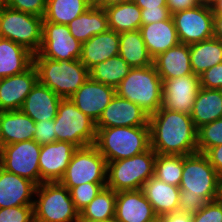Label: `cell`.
<instances>
[{"label": "cell", "instance_id": "35", "mask_svg": "<svg viewBox=\"0 0 222 222\" xmlns=\"http://www.w3.org/2000/svg\"><path fill=\"white\" fill-rule=\"evenodd\" d=\"M116 192L107 186L79 214L92 220L115 218Z\"/></svg>", "mask_w": 222, "mask_h": 222}, {"label": "cell", "instance_id": "13", "mask_svg": "<svg viewBox=\"0 0 222 222\" xmlns=\"http://www.w3.org/2000/svg\"><path fill=\"white\" fill-rule=\"evenodd\" d=\"M172 18L180 43L190 45L213 38L214 14L208 6L179 11Z\"/></svg>", "mask_w": 222, "mask_h": 222}, {"label": "cell", "instance_id": "50", "mask_svg": "<svg viewBox=\"0 0 222 222\" xmlns=\"http://www.w3.org/2000/svg\"><path fill=\"white\" fill-rule=\"evenodd\" d=\"M213 38L222 41V15H214Z\"/></svg>", "mask_w": 222, "mask_h": 222}, {"label": "cell", "instance_id": "9", "mask_svg": "<svg viewBox=\"0 0 222 222\" xmlns=\"http://www.w3.org/2000/svg\"><path fill=\"white\" fill-rule=\"evenodd\" d=\"M42 30L43 17L1 6L0 31L3 38L18 43L36 54L42 44Z\"/></svg>", "mask_w": 222, "mask_h": 222}, {"label": "cell", "instance_id": "40", "mask_svg": "<svg viewBox=\"0 0 222 222\" xmlns=\"http://www.w3.org/2000/svg\"><path fill=\"white\" fill-rule=\"evenodd\" d=\"M192 222H222V197L207 202L203 208L192 215Z\"/></svg>", "mask_w": 222, "mask_h": 222}, {"label": "cell", "instance_id": "39", "mask_svg": "<svg viewBox=\"0 0 222 222\" xmlns=\"http://www.w3.org/2000/svg\"><path fill=\"white\" fill-rule=\"evenodd\" d=\"M0 222H34L33 205L0 208Z\"/></svg>", "mask_w": 222, "mask_h": 222}, {"label": "cell", "instance_id": "24", "mask_svg": "<svg viewBox=\"0 0 222 222\" xmlns=\"http://www.w3.org/2000/svg\"><path fill=\"white\" fill-rule=\"evenodd\" d=\"M153 65L162 81L194 74L191 68L189 45H178L153 58Z\"/></svg>", "mask_w": 222, "mask_h": 222}, {"label": "cell", "instance_id": "55", "mask_svg": "<svg viewBox=\"0 0 222 222\" xmlns=\"http://www.w3.org/2000/svg\"><path fill=\"white\" fill-rule=\"evenodd\" d=\"M2 5H3V0H0V8H1Z\"/></svg>", "mask_w": 222, "mask_h": 222}, {"label": "cell", "instance_id": "34", "mask_svg": "<svg viewBox=\"0 0 222 222\" xmlns=\"http://www.w3.org/2000/svg\"><path fill=\"white\" fill-rule=\"evenodd\" d=\"M130 69L127 62L117 55L91 68L89 74L94 81L116 88Z\"/></svg>", "mask_w": 222, "mask_h": 222}, {"label": "cell", "instance_id": "15", "mask_svg": "<svg viewBox=\"0 0 222 222\" xmlns=\"http://www.w3.org/2000/svg\"><path fill=\"white\" fill-rule=\"evenodd\" d=\"M149 126V114L137 104L115 94L96 122V128Z\"/></svg>", "mask_w": 222, "mask_h": 222}, {"label": "cell", "instance_id": "16", "mask_svg": "<svg viewBox=\"0 0 222 222\" xmlns=\"http://www.w3.org/2000/svg\"><path fill=\"white\" fill-rule=\"evenodd\" d=\"M76 149L75 145L64 141L41 145L39 156L40 184L59 182Z\"/></svg>", "mask_w": 222, "mask_h": 222}, {"label": "cell", "instance_id": "20", "mask_svg": "<svg viewBox=\"0 0 222 222\" xmlns=\"http://www.w3.org/2000/svg\"><path fill=\"white\" fill-rule=\"evenodd\" d=\"M36 185L0 167V208L34 204Z\"/></svg>", "mask_w": 222, "mask_h": 222}, {"label": "cell", "instance_id": "56", "mask_svg": "<svg viewBox=\"0 0 222 222\" xmlns=\"http://www.w3.org/2000/svg\"><path fill=\"white\" fill-rule=\"evenodd\" d=\"M1 150H2V144H1V142H0V153H1Z\"/></svg>", "mask_w": 222, "mask_h": 222}, {"label": "cell", "instance_id": "41", "mask_svg": "<svg viewBox=\"0 0 222 222\" xmlns=\"http://www.w3.org/2000/svg\"><path fill=\"white\" fill-rule=\"evenodd\" d=\"M47 0H3V5L21 12L43 17Z\"/></svg>", "mask_w": 222, "mask_h": 222}, {"label": "cell", "instance_id": "42", "mask_svg": "<svg viewBox=\"0 0 222 222\" xmlns=\"http://www.w3.org/2000/svg\"><path fill=\"white\" fill-rule=\"evenodd\" d=\"M207 201L200 196L187 194V190L180 189L178 212L194 215L206 205Z\"/></svg>", "mask_w": 222, "mask_h": 222}, {"label": "cell", "instance_id": "31", "mask_svg": "<svg viewBox=\"0 0 222 222\" xmlns=\"http://www.w3.org/2000/svg\"><path fill=\"white\" fill-rule=\"evenodd\" d=\"M191 68L200 76L206 70L222 63V41L211 38L189 45Z\"/></svg>", "mask_w": 222, "mask_h": 222}, {"label": "cell", "instance_id": "12", "mask_svg": "<svg viewBox=\"0 0 222 222\" xmlns=\"http://www.w3.org/2000/svg\"><path fill=\"white\" fill-rule=\"evenodd\" d=\"M81 53L82 43L71 35L68 25L43 21L42 44L33 58L73 61L80 59Z\"/></svg>", "mask_w": 222, "mask_h": 222}, {"label": "cell", "instance_id": "53", "mask_svg": "<svg viewBox=\"0 0 222 222\" xmlns=\"http://www.w3.org/2000/svg\"><path fill=\"white\" fill-rule=\"evenodd\" d=\"M212 11L214 15H222V0L218 1L213 7Z\"/></svg>", "mask_w": 222, "mask_h": 222}, {"label": "cell", "instance_id": "33", "mask_svg": "<svg viewBox=\"0 0 222 222\" xmlns=\"http://www.w3.org/2000/svg\"><path fill=\"white\" fill-rule=\"evenodd\" d=\"M91 6L90 0H47L43 21L68 25Z\"/></svg>", "mask_w": 222, "mask_h": 222}, {"label": "cell", "instance_id": "18", "mask_svg": "<svg viewBox=\"0 0 222 222\" xmlns=\"http://www.w3.org/2000/svg\"><path fill=\"white\" fill-rule=\"evenodd\" d=\"M38 82L36 68L32 64L20 74L0 81V111L20 110L25 98Z\"/></svg>", "mask_w": 222, "mask_h": 222}, {"label": "cell", "instance_id": "7", "mask_svg": "<svg viewBox=\"0 0 222 222\" xmlns=\"http://www.w3.org/2000/svg\"><path fill=\"white\" fill-rule=\"evenodd\" d=\"M34 197V222H75L79 216L69 189L59 182L41 183Z\"/></svg>", "mask_w": 222, "mask_h": 222}, {"label": "cell", "instance_id": "8", "mask_svg": "<svg viewBox=\"0 0 222 222\" xmlns=\"http://www.w3.org/2000/svg\"><path fill=\"white\" fill-rule=\"evenodd\" d=\"M56 141L70 142L77 148L94 145L96 122L80 111L70 98H62L54 118Z\"/></svg>", "mask_w": 222, "mask_h": 222}, {"label": "cell", "instance_id": "46", "mask_svg": "<svg viewBox=\"0 0 222 222\" xmlns=\"http://www.w3.org/2000/svg\"><path fill=\"white\" fill-rule=\"evenodd\" d=\"M205 155L208 157L210 164L222 177V145L210 148Z\"/></svg>", "mask_w": 222, "mask_h": 222}, {"label": "cell", "instance_id": "10", "mask_svg": "<svg viewBox=\"0 0 222 222\" xmlns=\"http://www.w3.org/2000/svg\"><path fill=\"white\" fill-rule=\"evenodd\" d=\"M107 161L94 145L77 148L59 183L68 188L84 183H106Z\"/></svg>", "mask_w": 222, "mask_h": 222}, {"label": "cell", "instance_id": "6", "mask_svg": "<svg viewBox=\"0 0 222 222\" xmlns=\"http://www.w3.org/2000/svg\"><path fill=\"white\" fill-rule=\"evenodd\" d=\"M179 188L210 202L222 197V177L205 154L185 155Z\"/></svg>", "mask_w": 222, "mask_h": 222}, {"label": "cell", "instance_id": "48", "mask_svg": "<svg viewBox=\"0 0 222 222\" xmlns=\"http://www.w3.org/2000/svg\"><path fill=\"white\" fill-rule=\"evenodd\" d=\"M156 222H192V215L177 211L159 216Z\"/></svg>", "mask_w": 222, "mask_h": 222}, {"label": "cell", "instance_id": "37", "mask_svg": "<svg viewBox=\"0 0 222 222\" xmlns=\"http://www.w3.org/2000/svg\"><path fill=\"white\" fill-rule=\"evenodd\" d=\"M222 145V118L197 128L198 152L205 154L210 148Z\"/></svg>", "mask_w": 222, "mask_h": 222}, {"label": "cell", "instance_id": "32", "mask_svg": "<svg viewBox=\"0 0 222 222\" xmlns=\"http://www.w3.org/2000/svg\"><path fill=\"white\" fill-rule=\"evenodd\" d=\"M109 29L117 33L139 30L142 24L141 8L132 0L104 8Z\"/></svg>", "mask_w": 222, "mask_h": 222}, {"label": "cell", "instance_id": "49", "mask_svg": "<svg viewBox=\"0 0 222 222\" xmlns=\"http://www.w3.org/2000/svg\"><path fill=\"white\" fill-rule=\"evenodd\" d=\"M141 9H159L167 7L166 0H132Z\"/></svg>", "mask_w": 222, "mask_h": 222}, {"label": "cell", "instance_id": "52", "mask_svg": "<svg viewBox=\"0 0 222 222\" xmlns=\"http://www.w3.org/2000/svg\"><path fill=\"white\" fill-rule=\"evenodd\" d=\"M75 222H117V221L115 220V218L106 219V220H92L89 218H84L79 214Z\"/></svg>", "mask_w": 222, "mask_h": 222}, {"label": "cell", "instance_id": "44", "mask_svg": "<svg viewBox=\"0 0 222 222\" xmlns=\"http://www.w3.org/2000/svg\"><path fill=\"white\" fill-rule=\"evenodd\" d=\"M199 78L200 87L222 90V63L206 70Z\"/></svg>", "mask_w": 222, "mask_h": 222}, {"label": "cell", "instance_id": "45", "mask_svg": "<svg viewBox=\"0 0 222 222\" xmlns=\"http://www.w3.org/2000/svg\"><path fill=\"white\" fill-rule=\"evenodd\" d=\"M167 7H159V9H141L142 24H151L167 20L171 17Z\"/></svg>", "mask_w": 222, "mask_h": 222}, {"label": "cell", "instance_id": "22", "mask_svg": "<svg viewBox=\"0 0 222 222\" xmlns=\"http://www.w3.org/2000/svg\"><path fill=\"white\" fill-rule=\"evenodd\" d=\"M61 100L50 88L37 82L25 98L21 110L35 122L52 120L57 116Z\"/></svg>", "mask_w": 222, "mask_h": 222}, {"label": "cell", "instance_id": "43", "mask_svg": "<svg viewBox=\"0 0 222 222\" xmlns=\"http://www.w3.org/2000/svg\"><path fill=\"white\" fill-rule=\"evenodd\" d=\"M36 132L34 140L39 145H45L56 141L54 119L35 122Z\"/></svg>", "mask_w": 222, "mask_h": 222}, {"label": "cell", "instance_id": "27", "mask_svg": "<svg viewBox=\"0 0 222 222\" xmlns=\"http://www.w3.org/2000/svg\"><path fill=\"white\" fill-rule=\"evenodd\" d=\"M33 53L9 39L0 40V77L6 78L26 71L33 64Z\"/></svg>", "mask_w": 222, "mask_h": 222}, {"label": "cell", "instance_id": "11", "mask_svg": "<svg viewBox=\"0 0 222 222\" xmlns=\"http://www.w3.org/2000/svg\"><path fill=\"white\" fill-rule=\"evenodd\" d=\"M41 145L34 139L2 146L0 167L40 185L39 156Z\"/></svg>", "mask_w": 222, "mask_h": 222}, {"label": "cell", "instance_id": "3", "mask_svg": "<svg viewBox=\"0 0 222 222\" xmlns=\"http://www.w3.org/2000/svg\"><path fill=\"white\" fill-rule=\"evenodd\" d=\"M162 88L163 81L152 64L142 68H131L115 88V92L151 115L162 107Z\"/></svg>", "mask_w": 222, "mask_h": 222}, {"label": "cell", "instance_id": "26", "mask_svg": "<svg viewBox=\"0 0 222 222\" xmlns=\"http://www.w3.org/2000/svg\"><path fill=\"white\" fill-rule=\"evenodd\" d=\"M142 190L158 217L178 211L180 198L179 187L151 177L145 182Z\"/></svg>", "mask_w": 222, "mask_h": 222}, {"label": "cell", "instance_id": "36", "mask_svg": "<svg viewBox=\"0 0 222 222\" xmlns=\"http://www.w3.org/2000/svg\"><path fill=\"white\" fill-rule=\"evenodd\" d=\"M183 155L156 154L154 177L162 182L179 187L183 171Z\"/></svg>", "mask_w": 222, "mask_h": 222}, {"label": "cell", "instance_id": "29", "mask_svg": "<svg viewBox=\"0 0 222 222\" xmlns=\"http://www.w3.org/2000/svg\"><path fill=\"white\" fill-rule=\"evenodd\" d=\"M190 116L196 128L222 118V90L201 87Z\"/></svg>", "mask_w": 222, "mask_h": 222}, {"label": "cell", "instance_id": "2", "mask_svg": "<svg viewBox=\"0 0 222 222\" xmlns=\"http://www.w3.org/2000/svg\"><path fill=\"white\" fill-rule=\"evenodd\" d=\"M96 129L94 146L107 162L130 158L150 148V126Z\"/></svg>", "mask_w": 222, "mask_h": 222}, {"label": "cell", "instance_id": "1", "mask_svg": "<svg viewBox=\"0 0 222 222\" xmlns=\"http://www.w3.org/2000/svg\"><path fill=\"white\" fill-rule=\"evenodd\" d=\"M150 147L156 154L191 155L198 152L197 128L190 115L163 106L149 115Z\"/></svg>", "mask_w": 222, "mask_h": 222}, {"label": "cell", "instance_id": "30", "mask_svg": "<svg viewBox=\"0 0 222 222\" xmlns=\"http://www.w3.org/2000/svg\"><path fill=\"white\" fill-rule=\"evenodd\" d=\"M119 55L131 68H142L153 64V58L146 48L140 30L119 34Z\"/></svg>", "mask_w": 222, "mask_h": 222}, {"label": "cell", "instance_id": "28", "mask_svg": "<svg viewBox=\"0 0 222 222\" xmlns=\"http://www.w3.org/2000/svg\"><path fill=\"white\" fill-rule=\"evenodd\" d=\"M71 35L84 43L97 34L109 29L108 17L104 8L92 5L88 10L68 24Z\"/></svg>", "mask_w": 222, "mask_h": 222}, {"label": "cell", "instance_id": "14", "mask_svg": "<svg viewBox=\"0 0 222 222\" xmlns=\"http://www.w3.org/2000/svg\"><path fill=\"white\" fill-rule=\"evenodd\" d=\"M200 78L191 74L163 81V104L168 110L190 115L200 89Z\"/></svg>", "mask_w": 222, "mask_h": 222}, {"label": "cell", "instance_id": "23", "mask_svg": "<svg viewBox=\"0 0 222 222\" xmlns=\"http://www.w3.org/2000/svg\"><path fill=\"white\" fill-rule=\"evenodd\" d=\"M117 55H119V33L108 29L82 43L80 61L90 70Z\"/></svg>", "mask_w": 222, "mask_h": 222}, {"label": "cell", "instance_id": "5", "mask_svg": "<svg viewBox=\"0 0 222 222\" xmlns=\"http://www.w3.org/2000/svg\"><path fill=\"white\" fill-rule=\"evenodd\" d=\"M155 151H147L125 159L107 162L106 186L115 192L142 189L154 177Z\"/></svg>", "mask_w": 222, "mask_h": 222}, {"label": "cell", "instance_id": "17", "mask_svg": "<svg viewBox=\"0 0 222 222\" xmlns=\"http://www.w3.org/2000/svg\"><path fill=\"white\" fill-rule=\"evenodd\" d=\"M115 94L114 87L89 77L69 98L80 111L97 122Z\"/></svg>", "mask_w": 222, "mask_h": 222}, {"label": "cell", "instance_id": "4", "mask_svg": "<svg viewBox=\"0 0 222 222\" xmlns=\"http://www.w3.org/2000/svg\"><path fill=\"white\" fill-rule=\"evenodd\" d=\"M38 82L50 88L61 98L71 97L90 77L89 70L78 60L55 61L33 58Z\"/></svg>", "mask_w": 222, "mask_h": 222}, {"label": "cell", "instance_id": "19", "mask_svg": "<svg viewBox=\"0 0 222 222\" xmlns=\"http://www.w3.org/2000/svg\"><path fill=\"white\" fill-rule=\"evenodd\" d=\"M157 218L142 189L116 192L117 222H156Z\"/></svg>", "mask_w": 222, "mask_h": 222}, {"label": "cell", "instance_id": "54", "mask_svg": "<svg viewBox=\"0 0 222 222\" xmlns=\"http://www.w3.org/2000/svg\"><path fill=\"white\" fill-rule=\"evenodd\" d=\"M199 5L208 6L212 8L220 0H197Z\"/></svg>", "mask_w": 222, "mask_h": 222}, {"label": "cell", "instance_id": "51", "mask_svg": "<svg viewBox=\"0 0 222 222\" xmlns=\"http://www.w3.org/2000/svg\"><path fill=\"white\" fill-rule=\"evenodd\" d=\"M130 0H92V5L96 7L105 8L111 5H116L122 2H126Z\"/></svg>", "mask_w": 222, "mask_h": 222}, {"label": "cell", "instance_id": "38", "mask_svg": "<svg viewBox=\"0 0 222 222\" xmlns=\"http://www.w3.org/2000/svg\"><path fill=\"white\" fill-rule=\"evenodd\" d=\"M106 187V183H84L72 187L69 192L75 208L80 212Z\"/></svg>", "mask_w": 222, "mask_h": 222}, {"label": "cell", "instance_id": "21", "mask_svg": "<svg viewBox=\"0 0 222 222\" xmlns=\"http://www.w3.org/2000/svg\"><path fill=\"white\" fill-rule=\"evenodd\" d=\"M35 121L20 110L0 111L2 146L34 139Z\"/></svg>", "mask_w": 222, "mask_h": 222}, {"label": "cell", "instance_id": "25", "mask_svg": "<svg viewBox=\"0 0 222 222\" xmlns=\"http://www.w3.org/2000/svg\"><path fill=\"white\" fill-rule=\"evenodd\" d=\"M139 30L152 58L180 43L172 16L160 22L141 24Z\"/></svg>", "mask_w": 222, "mask_h": 222}, {"label": "cell", "instance_id": "47", "mask_svg": "<svg viewBox=\"0 0 222 222\" xmlns=\"http://www.w3.org/2000/svg\"><path fill=\"white\" fill-rule=\"evenodd\" d=\"M171 15L176 12L191 9L199 5L197 0H166Z\"/></svg>", "mask_w": 222, "mask_h": 222}]
</instances>
